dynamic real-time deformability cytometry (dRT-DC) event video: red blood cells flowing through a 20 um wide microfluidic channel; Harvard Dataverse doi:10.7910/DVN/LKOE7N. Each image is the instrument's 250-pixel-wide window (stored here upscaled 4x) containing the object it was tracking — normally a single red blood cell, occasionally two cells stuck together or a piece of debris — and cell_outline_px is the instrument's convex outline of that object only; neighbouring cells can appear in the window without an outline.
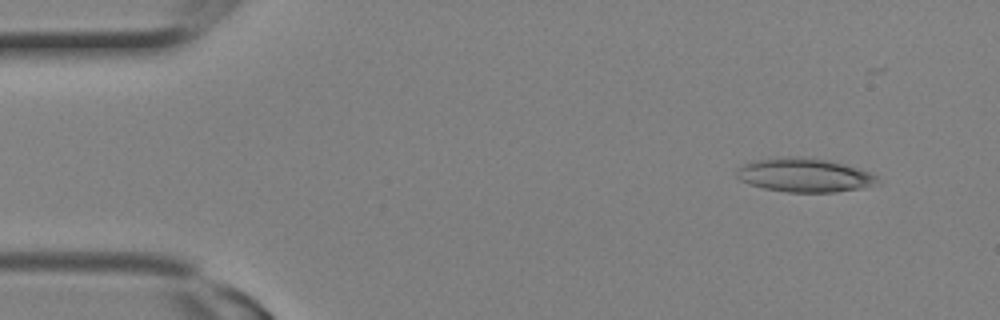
{"species": "Egyptian fruit bat (a non-hibernating species)", "species_latin": "Rousettus aegyptiacus", "temperature_condition": "room temperature", "stored_images_in_passage": 11, "camera_frame_rate_fps": 3000, "um_per_image_px": 0.085, "animal": {"sex": "female"}, "frame": {"image": 1, "passage_image": 1, "time_ms": 0.0, "image_size_px": [1000, 320], "cell_outline_px": [[880, 184], [864, 188], [836, 192], [788, 192], [764, 188], [748, 184], [740, 180], [736, 176], [736, 172], [744, 164], [756, 160], [776, 156], [808, 156], [828, 160], [844, 164], [868, 172], [876, 176]], "centroid_in_image_um": [68.38, 14.88], "position_along_channel_um": 16.6, "area_um2": 28.03}}
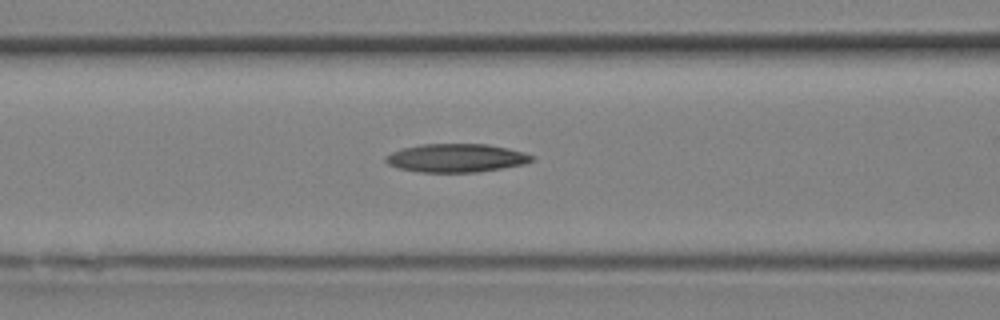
{"frame": {"image": 2, "passage_image": 9, "time_ms": 2.667, "image_size_px": [1000, 320], "cell_outline_px": [[532, 160], [524, 164], [476, 172], [420, 172], [400, 168], [388, 164], [384, 160], [384, 156], [392, 152], [404, 148], [420, 144], [488, 144], [508, 148], [524, 152], [532, 156]], "centroid_in_image_um": [38.75, 13.42], "position_along_channel_um": 127.9, "area_um2": 23.99}}
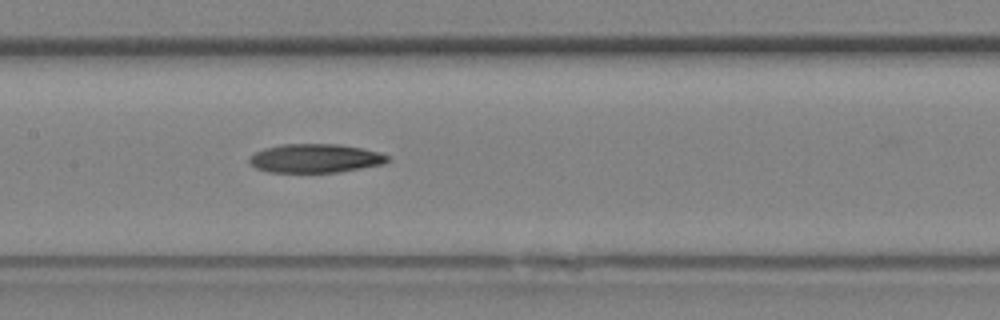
{"frame": {"image": 3, "passage_image": 11, "time_ms": 3.333, "image_size_px": [1000, 320], "cell_outline_px": [[392, 160], [384, 164], [340, 172], [268, 172], [256, 168], [248, 164], [248, 156], [264, 148], [280, 144], [340, 144], [380, 152], [388, 156]], "centroid_in_image_um": [26.78, 13.46], "position_along_channel_um": 180.6, "area_um2": 23.47}}